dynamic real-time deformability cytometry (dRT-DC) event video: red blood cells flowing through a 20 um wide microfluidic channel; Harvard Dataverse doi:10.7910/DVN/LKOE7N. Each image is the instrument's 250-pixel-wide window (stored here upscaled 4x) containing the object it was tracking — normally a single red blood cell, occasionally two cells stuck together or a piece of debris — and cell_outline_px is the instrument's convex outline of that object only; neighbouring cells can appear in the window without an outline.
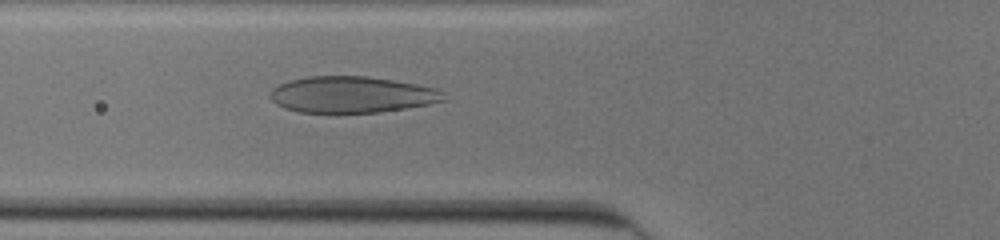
{"species": "human", "species_latin": "Homo sapiens", "temperature_condition": "cold", "stored_images_in_passage": 29, "camera_frame_rate_fps": 3000, "um_per_image_px": 0.085, "donor": {"sex": "male"}, "frame": {"image": 1, "passage_image": 3, "time_ms": 0.667, "image_size_px": [1000, 240], "cell_outline_px": [[448, 100], [428, 104], [404, 108], [376, 112], [300, 112], [284, 108], [276, 104], [268, 96], [272, 88], [288, 80], [308, 76], [368, 76], [416, 84], [436, 88], [444, 92]], "centroid_in_image_um": [29.89, 8.03], "position_along_channel_um": 95.9, "area_um2": 36.76}}
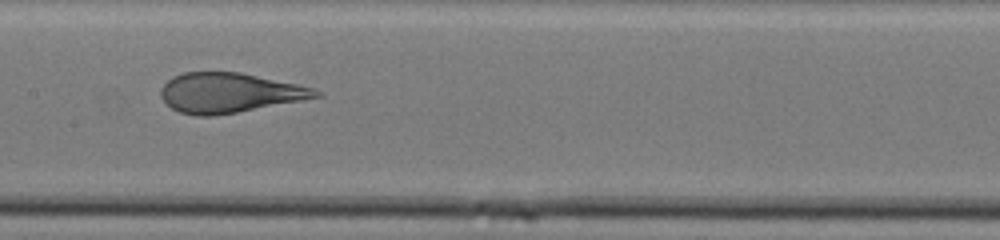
{"frame": {"image": 2, "passage_image": 10, "time_ms": 3.0, "image_size_px": [1000, 240], "cell_outline_px": [[324, 96], [236, 112], [212, 116], [196, 116], [180, 112], [172, 108], [160, 96], [160, 88], [172, 76], [184, 72], [240, 72], [296, 84], [312, 88], [324, 92]], "centroid_in_image_um": [19.48, 7.88], "position_along_channel_um": 187.9, "area_um2": 35.72}}
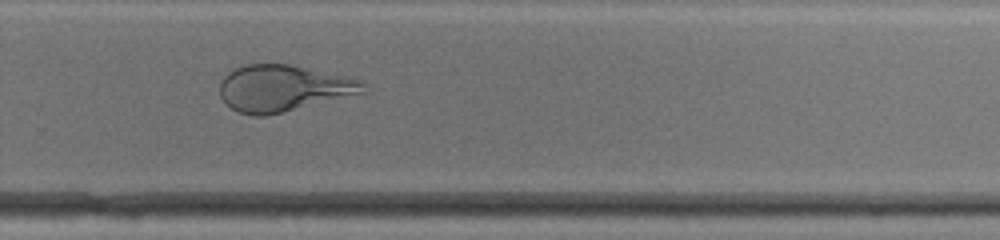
{"frame": {"image": 3, "passage_image": 19, "time_ms": 6.0, "image_size_px": [1000, 240], "cell_outline_px": [[368, 92], [264, 116], [252, 116], [240, 112], [232, 108], [220, 96], [220, 80], [228, 72], [244, 64], [288, 64], [348, 76], [360, 80], [364, 84]], "centroid_in_image_um": [24.08, 7.49], "position_along_channel_um": 305.7, "area_um2": 38.67}, "authors_computed_cell_mechanics": {"area_um2": 37.1654, "velocity_mm_per_s": 3.9361, "shape_relaxation_time_tau1_ms": 7.7512, "shape_relaxation_time_tau2_ms": null, "deformation_change_tau1": 0.2424, "deformation_change_tau2": null}}